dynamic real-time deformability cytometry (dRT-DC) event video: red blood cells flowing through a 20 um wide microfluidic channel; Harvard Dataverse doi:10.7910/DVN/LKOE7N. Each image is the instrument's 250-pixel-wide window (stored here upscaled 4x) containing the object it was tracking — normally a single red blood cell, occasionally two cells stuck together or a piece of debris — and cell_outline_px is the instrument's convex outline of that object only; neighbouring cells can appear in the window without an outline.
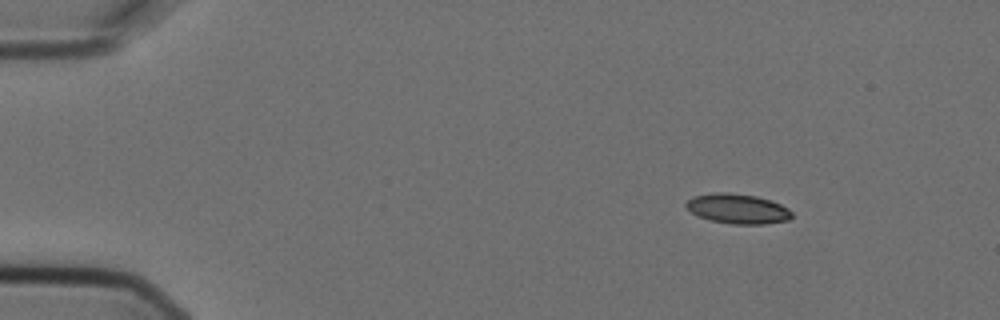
{"species": "Egyptian fruit bat (a non-hibernating species)", "species_latin": "Rousettus aegyptiacus", "temperature_condition": "cold", "stored_images_in_passage": 4, "camera_frame_rate_fps": 3000, "um_per_image_px": 0.085, "animal": {"sex": "female"}, "frame": {"image": 1, "passage_image": 1, "time_ms": 0.0, "image_size_px": [1000, 320], "cell_outline_px": [[792, 216], [788, 220], [764, 224], [732, 224], [708, 220], [692, 212], [684, 204], [692, 196], [716, 192], [728, 192], [756, 196], [780, 204], [788, 208], [792, 212]], "centroid_in_image_um": [62.69, 17.74], "position_along_channel_um": 22.3, "area_um2": 18.32}}
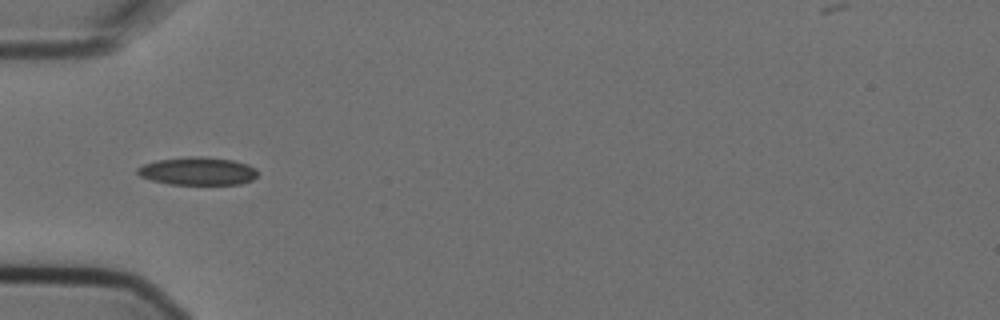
{"frame": {"image": 2, "passage_image": 4, "time_ms": 1.0, "image_size_px": [1000, 320], "cell_outline_px": [[260, 172], [252, 180], [240, 184], [168, 184], [152, 180], [140, 176], [136, 172], [136, 168], [144, 164], [156, 160], [188, 156], [200, 156], [232, 160], [248, 164], [256, 168]], "centroid_in_image_um": [16.81, 14.54], "position_along_channel_um": 68.2, "area_um2": 19.71}}